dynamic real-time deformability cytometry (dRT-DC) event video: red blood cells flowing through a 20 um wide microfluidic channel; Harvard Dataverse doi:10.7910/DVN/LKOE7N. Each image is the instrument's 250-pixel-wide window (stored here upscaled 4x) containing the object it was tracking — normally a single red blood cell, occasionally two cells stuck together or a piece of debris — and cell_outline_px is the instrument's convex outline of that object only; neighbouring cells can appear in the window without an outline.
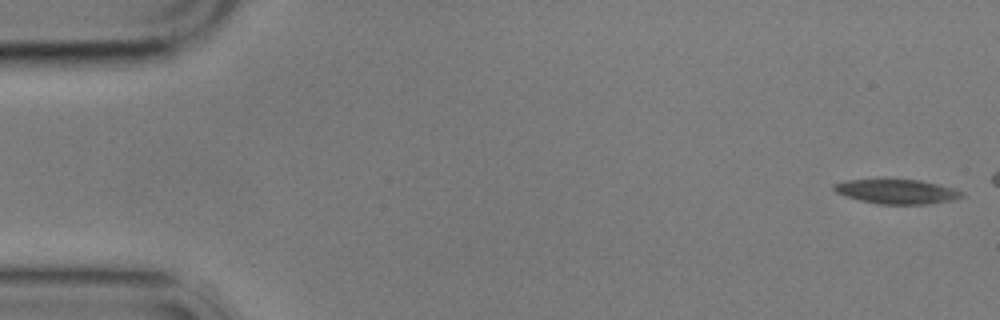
{"species": "common noctule bat (a hibernating species)", "species_latin": "Nyctalus noctula", "temperature_condition": "cold", "stored_images_in_passage": 5, "camera_frame_rate_fps": 3000, "um_per_image_px": 0.085, "animal": {"sex": "male", "body_mass_g": 17.9}, "frame": {"image": 1, "passage_image": 1, "time_ms": 0.0, "image_size_px": [1000, 320], "cell_outline_px": [[964, 196], [956, 200], [932, 204], [876, 204], [844, 196], [836, 192], [832, 188], [832, 184], [844, 180], [884, 176], [920, 180], [952, 188], [964, 192]], "centroid_in_image_um": [76.16, 16.23], "position_along_channel_um": 8.8, "area_um2": 19.42}}